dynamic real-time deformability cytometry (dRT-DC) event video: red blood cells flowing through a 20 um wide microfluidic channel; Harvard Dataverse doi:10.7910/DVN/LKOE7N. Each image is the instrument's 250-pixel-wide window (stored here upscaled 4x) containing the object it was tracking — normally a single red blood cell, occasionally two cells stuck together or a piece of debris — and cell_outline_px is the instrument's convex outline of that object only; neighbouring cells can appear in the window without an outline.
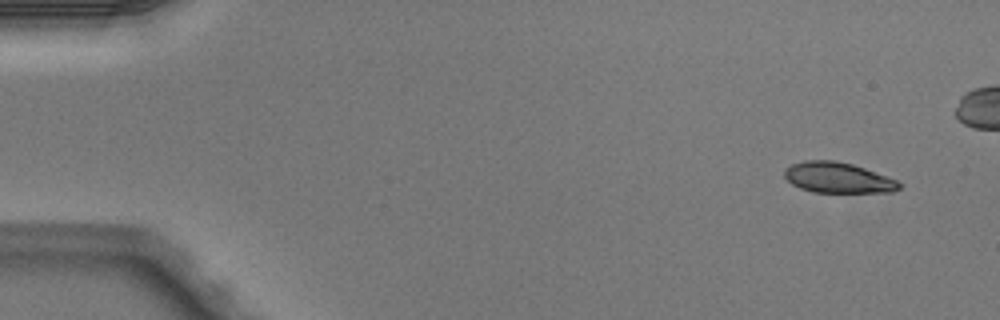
{"species": "Egyptian fruit bat (a non-hibernating species)", "species_latin": "Rousettus aegyptiacus", "temperature_condition": "warm", "stored_images_in_passage": 6, "camera_frame_rate_fps": 3000, "um_per_image_px": 0.085, "animal": {"sex": "male"}, "frame": {"image": 1, "passage_image": 1, "time_ms": 0.0, "image_size_px": [1000, 320], "cell_outline_px": [[904, 184], [900, 188], [892, 192], [812, 192], [800, 188], [792, 184], [784, 176], [784, 168], [792, 164], [804, 160], [836, 160], [852, 164], [864, 168], [896, 180]], "centroid_in_image_um": [71.2, 15.1], "position_along_channel_um": 13.8, "area_um2": 20.46}}
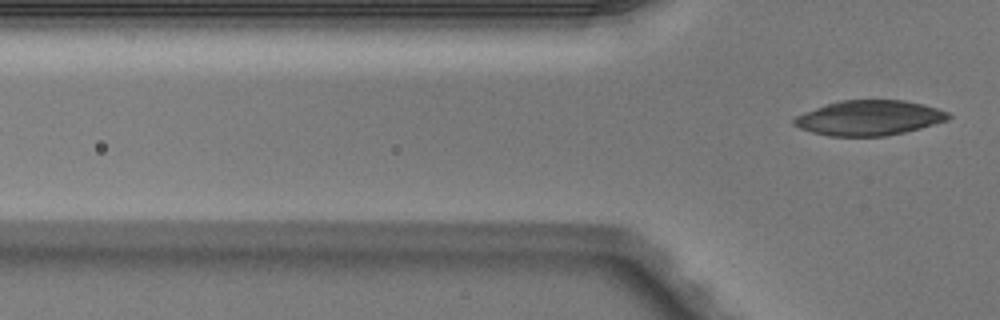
{"frame": {"image": 2, "passage_image": 6, "time_ms": 1.667, "image_size_px": [1000, 320], "cell_outline_px": [[952, 116], [948, 120], [920, 128], [904, 132], [884, 136], [832, 136], [812, 132], [800, 128], [792, 124], [792, 120], [796, 116], [804, 112], [840, 100], [904, 100], [936, 108], [948, 112]], "centroid_in_image_um": [73.87, 10.02], "position_along_channel_um": 51.9, "area_um2": 31.21}}